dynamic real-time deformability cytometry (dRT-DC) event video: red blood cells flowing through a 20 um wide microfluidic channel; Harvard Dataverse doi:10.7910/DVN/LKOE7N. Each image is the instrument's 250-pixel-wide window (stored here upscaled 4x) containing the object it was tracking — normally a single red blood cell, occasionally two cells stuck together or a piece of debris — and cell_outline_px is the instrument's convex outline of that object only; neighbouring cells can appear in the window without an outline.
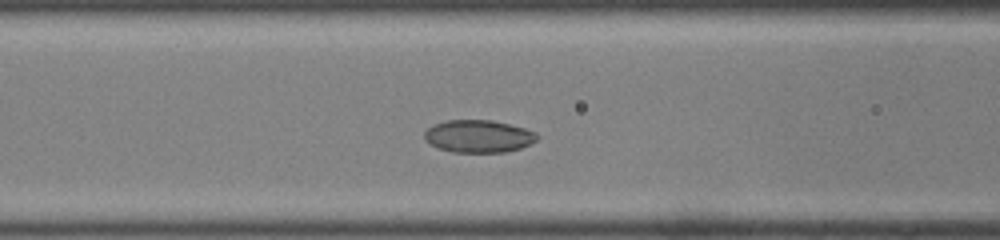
{"species": "common noctule bat (a hibernating species)", "species_latin": "Nyctalus noctula", "temperature_condition": "room temperature", "stored_images_in_passage": 40, "camera_frame_rate_fps": 3000, "um_per_image_px": 0.085, "animal": {"sex": "male", "body_mass_g": 19.0, "forearm_length_mm": 50.8}, "frame": {"image": 1, "passage_image": 12, "time_ms": 3.667, "image_size_px": [1000, 240], "cell_outline_px": [[540, 136], [532, 144], [520, 148], [504, 152], [452, 152], [440, 148], [424, 140], [424, 132], [432, 124], [448, 120], [492, 120], [524, 128], [536, 132]], "centroid_in_image_um": [40.68, 11.58], "position_along_channel_um": 125.9, "area_um2": 21.39}}
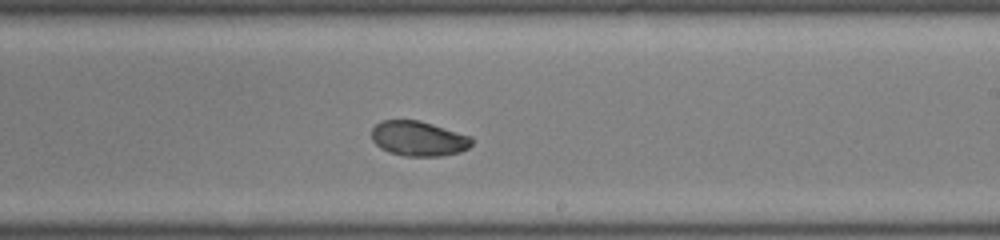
{"frame": {"image": 2, "passage_image": 21, "time_ms": 6.667, "image_size_px": [1000, 240], "cell_outline_px": [[472, 144], [468, 148], [460, 152], [440, 156], [404, 156], [388, 152], [380, 148], [372, 140], [372, 128], [380, 120], [420, 120], [472, 136]], "centroid_in_image_um": [35.57, 11.77], "position_along_channel_um": 253.4, "area_um2": 20.58}}
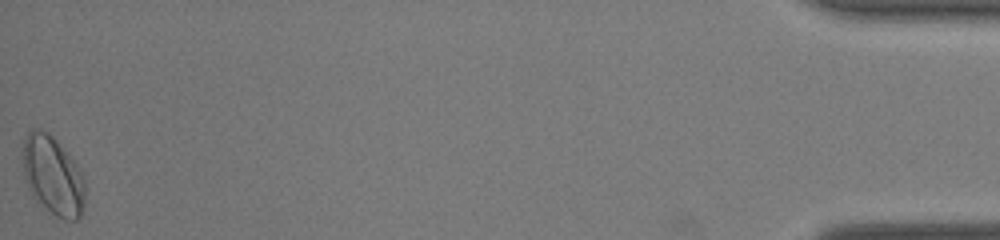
{"frame": {"image": 3, "passage_image": 40, "time_ms": 13.0, "image_size_px": [1000, 240], "cell_outline_px": [[84, 204], [80, 216], [76, 220], [64, 220], [56, 216], [32, 196], [28, 188], [24, 176], [24, 140], [28, 132], [32, 128], [48, 132], [68, 152], [76, 164], [84, 180]], "centroid_in_image_um": [4.5, 14.93], "position_along_channel_um": 430.7, "area_um2": 28.26}, "authors_computed_cell_mechanics": {"area_um2": 21.3571, "velocity_mm_per_s": 4.2624, "shape_relaxation_time_tau1_ms": null, "shape_relaxation_time_tau2_ms": 2.1737, "deformation_change_tau1": null, "deformation_change_tau2": 0.0435}}